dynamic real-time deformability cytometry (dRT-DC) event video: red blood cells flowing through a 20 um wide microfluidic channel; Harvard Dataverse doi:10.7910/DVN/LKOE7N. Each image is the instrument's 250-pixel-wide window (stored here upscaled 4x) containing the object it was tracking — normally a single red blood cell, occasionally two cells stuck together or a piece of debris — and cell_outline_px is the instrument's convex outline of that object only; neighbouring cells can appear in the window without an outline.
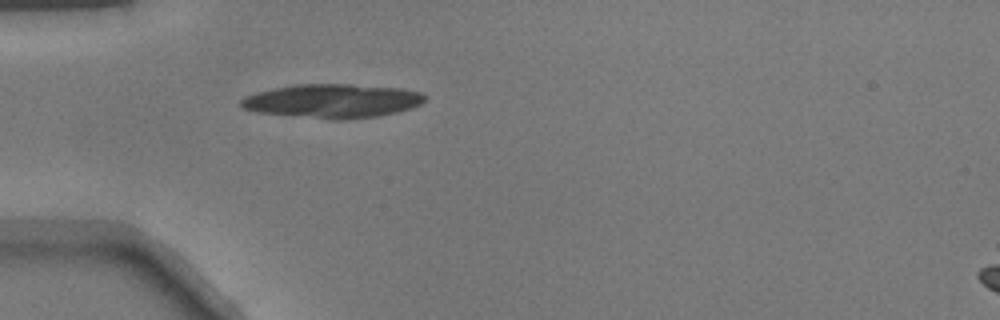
{"species": "common noctule bat (a hibernating species)", "species_latin": "Nyctalus noctula", "temperature_condition": "warm", "stored_images_in_passage": 36, "camera_frame_rate_fps": 3000, "um_per_image_px": 0.085, "animal": {"sex": "male", "body_mass_g": 17.9}, "frame": {"image": 1, "passage_image": 1, "time_ms": 0.0, "image_size_px": [1000, 320], "cell_outline_px": [[428, 96], [420, 104], [412, 108], [380, 116], [340, 120], [332, 120], [256, 112], [240, 108], [240, 100], [244, 96], [256, 92], [296, 84], [348, 84], [400, 88], [420, 92]], "centroid_in_image_um": [28.24, 8.59], "position_along_channel_um": 56.8, "area_um2": 36.53}}
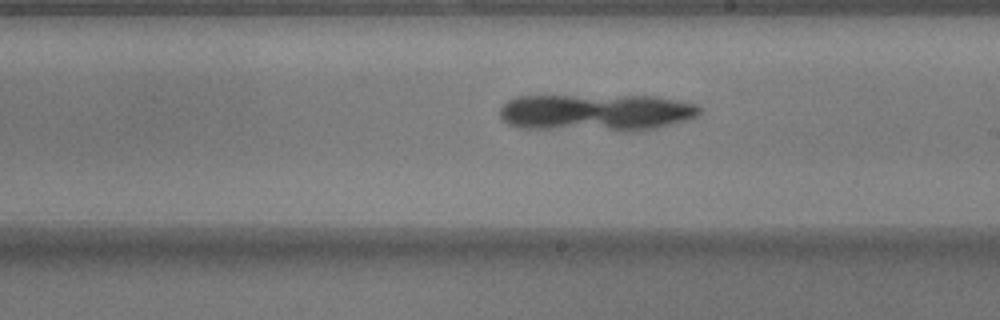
{"frame": {"image": 2, "passage_image": 15, "time_ms": 4.667, "image_size_px": [1000, 320], "cell_outline_px": [[700, 112], [696, 116], [688, 120], [656, 128], [632, 132], [516, 128], [500, 120], [500, 108], [508, 100], [516, 96], [656, 96], [696, 104], [700, 108]], "centroid_in_image_um": [50.64, 9.58], "position_along_channel_um": 238.4, "area_um2": 43.87}}
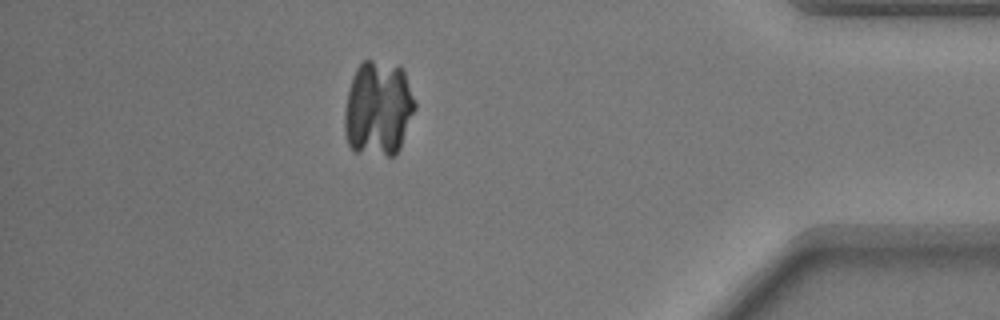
{"frame": {"image": 3, "passage_image": 30, "time_ms": 9.667, "image_size_px": [1000, 320], "cell_outline_px": [[416, 108], [400, 148], [392, 156], [388, 156], [356, 152], [348, 144], [344, 132], [344, 112], [348, 88], [352, 76], [356, 68], [364, 60], [372, 60], [400, 64], [404, 68], [416, 104]], "centroid_in_image_um": [32.15, 9.19], "position_along_channel_um": 403.0, "area_um2": 39.82}}